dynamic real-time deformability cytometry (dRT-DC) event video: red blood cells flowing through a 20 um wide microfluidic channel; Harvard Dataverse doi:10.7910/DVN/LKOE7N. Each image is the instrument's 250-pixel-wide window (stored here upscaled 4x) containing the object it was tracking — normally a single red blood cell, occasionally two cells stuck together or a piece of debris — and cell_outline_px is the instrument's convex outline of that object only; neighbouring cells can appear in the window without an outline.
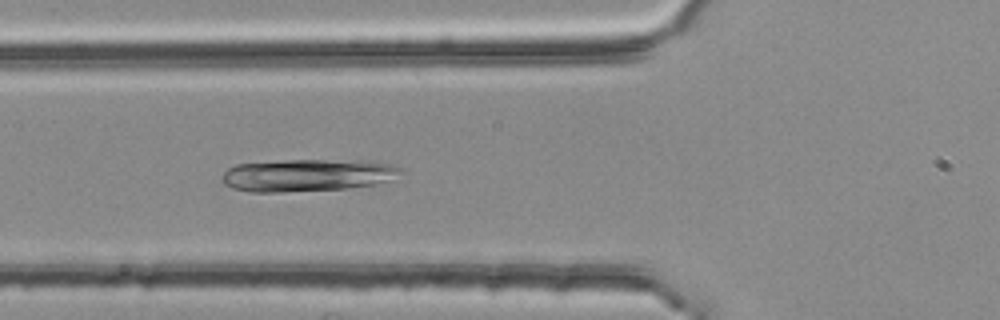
{"species": "common noctule bat (a hibernating species)", "species_latin": "Nyctalus noctula", "temperature_condition": "room temperature", "stored_images_in_passage": 2, "camera_frame_rate_fps": 3000, "um_per_image_px": 0.085, "animal": {"sex": "female", "body_mass_g": 25.1}, "frame": {"image": 1, "passage_image": 2, "time_ms": 0.333, "image_size_px": [1000, 320], "cell_outline_px": [[404, 168], [388, 180], [372, 184], [344, 188], [280, 192], [248, 192], [232, 188], [224, 184], [220, 180], [220, 176], [228, 168], [236, 164], [288, 160], [364, 160], [392, 164]], "centroid_in_image_um": [26.04, 14.88], "position_along_channel_um": 99.8, "area_um2": 33.58}}